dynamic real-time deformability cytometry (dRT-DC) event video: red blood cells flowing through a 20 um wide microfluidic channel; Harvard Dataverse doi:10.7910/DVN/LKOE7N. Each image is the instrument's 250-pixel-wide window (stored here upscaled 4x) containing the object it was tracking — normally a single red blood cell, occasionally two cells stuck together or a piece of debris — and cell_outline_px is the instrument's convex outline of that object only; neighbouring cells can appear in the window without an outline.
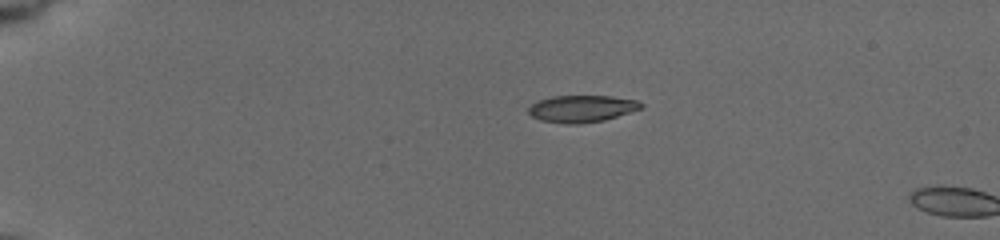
{"species": "common noctule bat (a hibernating species)", "species_latin": "Nyctalus noctula", "temperature_condition": "cold", "stored_images_in_passage": 3, "camera_frame_rate_fps": 3000, "um_per_image_px": 0.085, "animal": {"sex": "female", "body_mass_g": 19.5, "forearm_length_mm": 54.1}, "frame": {"image": 1, "passage_image": 1, "time_ms": 0.0, "image_size_px": [1000, 240], "cell_outline_px": [[644, 108], [604, 120], [580, 124], [564, 124], [540, 120], [532, 116], [528, 112], [528, 108], [532, 104], [540, 100], [552, 96], [612, 96], [636, 100], [644, 104]], "centroid_in_image_um": [49.47, 9.24], "position_along_channel_um": 35.5, "area_um2": 17.74}}